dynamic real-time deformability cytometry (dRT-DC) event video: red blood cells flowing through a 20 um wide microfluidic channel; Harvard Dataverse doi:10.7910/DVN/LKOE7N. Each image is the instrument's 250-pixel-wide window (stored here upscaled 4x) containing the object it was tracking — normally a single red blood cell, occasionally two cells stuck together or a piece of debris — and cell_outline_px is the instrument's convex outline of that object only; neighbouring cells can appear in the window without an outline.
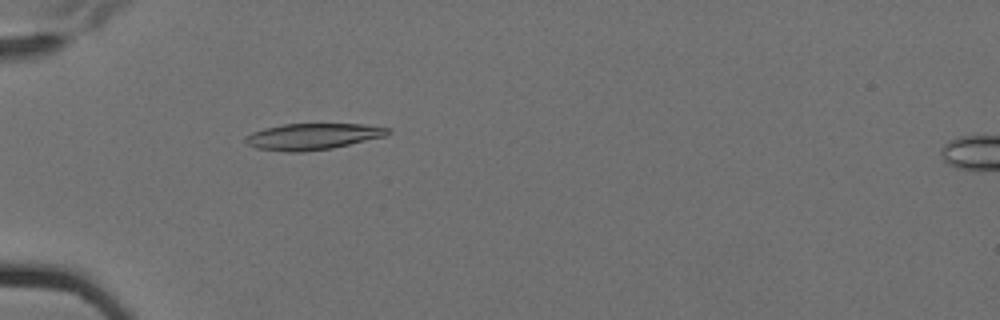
{"species": "Egyptian fruit bat (a non-hibernating species)", "species_latin": "Rousettus aegyptiacus", "temperature_condition": "cold", "stored_images_in_passage": 5, "camera_frame_rate_fps": 3000, "um_per_image_px": 0.085, "animal": {"sex": "female"}, "frame": {"image": 1, "passage_image": 5, "time_ms": 1.333, "image_size_px": [1000, 320], "cell_outline_px": [[392, 132], [384, 136], [332, 148], [300, 152], [288, 152], [256, 148], [248, 144], [244, 140], [244, 136], [252, 132], [264, 128], [284, 124], [360, 124], [392, 128]], "centroid_in_image_um": [26.56, 11.6], "position_along_channel_um": 58.4, "area_um2": 21.73}}